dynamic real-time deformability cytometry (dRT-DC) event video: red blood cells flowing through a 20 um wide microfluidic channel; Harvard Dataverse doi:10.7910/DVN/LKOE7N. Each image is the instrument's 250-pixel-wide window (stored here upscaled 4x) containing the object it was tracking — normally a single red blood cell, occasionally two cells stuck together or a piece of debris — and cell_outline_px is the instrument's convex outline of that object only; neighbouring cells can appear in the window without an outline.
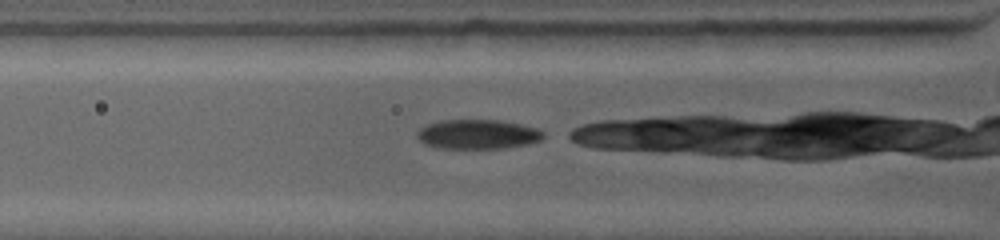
{"species": "common noctule bat (a hibernating species)", "species_latin": "Nyctalus noctula", "temperature_condition": "warm", "stored_images_in_passage": 7, "camera_frame_rate_fps": 4500, "um_per_image_px": 0.085, "animal": {"sex": "female", "body_mass_g": 19.0, "forearm_length_mm": 53.3}, "frame": {"image": 1, "passage_image": 2, "time_ms": 0.444, "image_size_px": [1000, 240], "cell_outline_px": [[544, 136], [540, 140], [528, 144], [504, 148], [440, 148], [424, 144], [416, 136], [416, 132], [420, 128], [428, 124], [440, 120], [500, 120], [520, 124], [536, 128], [544, 132]], "centroid_in_image_um": [40.59, 11.41], "position_along_channel_um": 85.2, "area_um2": 21.68}}
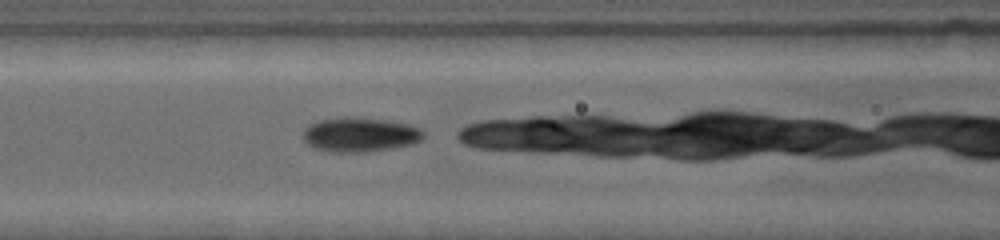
{"frame": {"image": 2, "passage_image": 4, "time_ms": 1.778, "image_size_px": [1000, 240], "cell_outline_px": [[424, 136], [420, 140], [412, 144], [392, 148], [368, 152], [328, 152], [312, 148], [304, 140], [300, 132], [308, 124], [316, 120], [344, 116], [348, 116], [388, 120], [408, 124], [420, 128], [424, 132]], "centroid_in_image_um": [30.52, 11.43], "position_along_channel_um": 136.1, "area_um2": 24.74}}
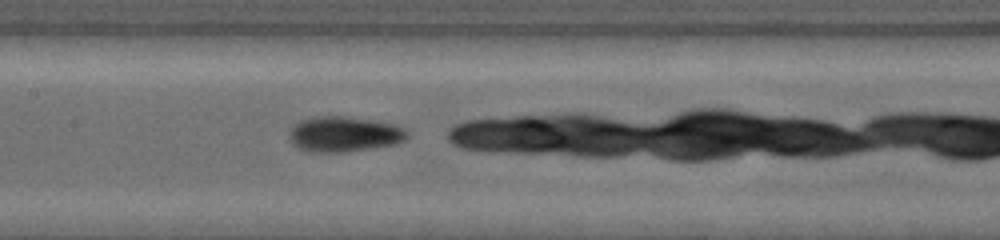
{"frame": {"image": 3, "passage_image": 6, "time_ms": 2.889, "image_size_px": [1000, 240], "cell_outline_px": [[408, 136], [404, 140], [396, 144], [372, 148], [344, 152], [308, 152], [292, 144], [288, 136], [288, 132], [300, 120], [320, 116], [340, 116], [368, 120], [392, 124], [404, 128], [408, 132]], "centroid_in_image_um": [29.22, 11.42], "position_along_channel_um": 178.2, "area_um2": 24.1}}